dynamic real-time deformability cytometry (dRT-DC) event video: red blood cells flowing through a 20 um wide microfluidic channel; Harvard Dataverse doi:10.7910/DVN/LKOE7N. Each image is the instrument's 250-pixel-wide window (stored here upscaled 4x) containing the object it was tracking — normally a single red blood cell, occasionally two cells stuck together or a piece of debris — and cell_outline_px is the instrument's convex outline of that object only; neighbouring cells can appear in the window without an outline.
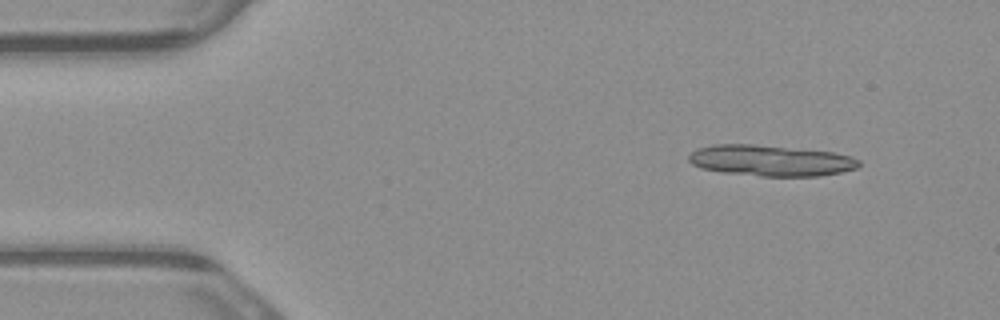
{"species": "common noctule bat (a hibernating species)", "species_latin": "Nyctalus noctula", "temperature_condition": "warm", "stored_images_in_passage": 9, "segment_of_instrument_passage": [1, 2], "camera_frame_rate_fps": 3000, "um_per_image_px": 0.085, "animal": {"sex": "male", "body_mass_g": 23.1, "forearm_length_mm": 52.7}, "frame": {"image": 1, "passage_image": 2, "time_ms": 0.333, "image_size_px": [1000, 320], "cell_outline_px": [[860, 164], [856, 168], [840, 172], [820, 176], [760, 176], [720, 172], [700, 168], [692, 164], [688, 160], [688, 156], [696, 148], [712, 144], [752, 144], [832, 152], [852, 156], [860, 160]], "centroid_in_image_um": [65.47, 13.65], "position_along_channel_um": 19.5, "area_um2": 30.81}}